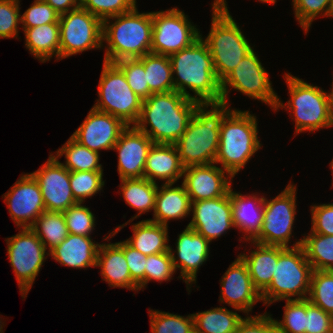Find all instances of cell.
<instances>
[{
    "label": "cell",
    "instance_id": "23",
    "mask_svg": "<svg viewBox=\"0 0 333 333\" xmlns=\"http://www.w3.org/2000/svg\"><path fill=\"white\" fill-rule=\"evenodd\" d=\"M257 194L242 195L230 189L233 224L245 235L246 241H253L261 232L264 216V199Z\"/></svg>",
    "mask_w": 333,
    "mask_h": 333
},
{
    "label": "cell",
    "instance_id": "43",
    "mask_svg": "<svg viewBox=\"0 0 333 333\" xmlns=\"http://www.w3.org/2000/svg\"><path fill=\"white\" fill-rule=\"evenodd\" d=\"M332 0H293L296 20L307 34L316 17L328 16Z\"/></svg>",
    "mask_w": 333,
    "mask_h": 333
},
{
    "label": "cell",
    "instance_id": "37",
    "mask_svg": "<svg viewBox=\"0 0 333 333\" xmlns=\"http://www.w3.org/2000/svg\"><path fill=\"white\" fill-rule=\"evenodd\" d=\"M313 305L333 316V271L313 270L307 297Z\"/></svg>",
    "mask_w": 333,
    "mask_h": 333
},
{
    "label": "cell",
    "instance_id": "16",
    "mask_svg": "<svg viewBox=\"0 0 333 333\" xmlns=\"http://www.w3.org/2000/svg\"><path fill=\"white\" fill-rule=\"evenodd\" d=\"M11 219L18 228H31L46 211L38 182L30 174H23L4 195Z\"/></svg>",
    "mask_w": 333,
    "mask_h": 333
},
{
    "label": "cell",
    "instance_id": "1",
    "mask_svg": "<svg viewBox=\"0 0 333 333\" xmlns=\"http://www.w3.org/2000/svg\"><path fill=\"white\" fill-rule=\"evenodd\" d=\"M174 90L200 103L222 102L221 82L202 34L190 46L169 55ZM176 74V76H175ZM189 88L195 95H191Z\"/></svg>",
    "mask_w": 333,
    "mask_h": 333
},
{
    "label": "cell",
    "instance_id": "29",
    "mask_svg": "<svg viewBox=\"0 0 333 333\" xmlns=\"http://www.w3.org/2000/svg\"><path fill=\"white\" fill-rule=\"evenodd\" d=\"M256 247L248 255L239 254L246 263L254 287L260 294L270 285L278 262V246L252 242Z\"/></svg>",
    "mask_w": 333,
    "mask_h": 333
},
{
    "label": "cell",
    "instance_id": "48",
    "mask_svg": "<svg viewBox=\"0 0 333 333\" xmlns=\"http://www.w3.org/2000/svg\"><path fill=\"white\" fill-rule=\"evenodd\" d=\"M116 244L124 251V256L129 268L131 279L138 285L141 290L145 286V268L146 255L131 247L125 240L116 242Z\"/></svg>",
    "mask_w": 333,
    "mask_h": 333
},
{
    "label": "cell",
    "instance_id": "34",
    "mask_svg": "<svg viewBox=\"0 0 333 333\" xmlns=\"http://www.w3.org/2000/svg\"><path fill=\"white\" fill-rule=\"evenodd\" d=\"M57 153V154H56ZM100 153L90 150L80 145L71 136L63 146L53 155L59 159L65 155V164L62 165L70 172L75 171H103L102 165L99 164Z\"/></svg>",
    "mask_w": 333,
    "mask_h": 333
},
{
    "label": "cell",
    "instance_id": "40",
    "mask_svg": "<svg viewBox=\"0 0 333 333\" xmlns=\"http://www.w3.org/2000/svg\"><path fill=\"white\" fill-rule=\"evenodd\" d=\"M274 321L280 333H305L306 299L286 300L283 319Z\"/></svg>",
    "mask_w": 333,
    "mask_h": 333
},
{
    "label": "cell",
    "instance_id": "56",
    "mask_svg": "<svg viewBox=\"0 0 333 333\" xmlns=\"http://www.w3.org/2000/svg\"><path fill=\"white\" fill-rule=\"evenodd\" d=\"M0 318H1V317H0ZM2 321H3V320H2V318H1V319H0V333H4L2 329H3V327H4L5 324H4V322H2Z\"/></svg>",
    "mask_w": 333,
    "mask_h": 333
},
{
    "label": "cell",
    "instance_id": "30",
    "mask_svg": "<svg viewBox=\"0 0 333 333\" xmlns=\"http://www.w3.org/2000/svg\"><path fill=\"white\" fill-rule=\"evenodd\" d=\"M131 229L133 235L125 241L142 254L149 256L170 251L168 226L147 219L133 224Z\"/></svg>",
    "mask_w": 333,
    "mask_h": 333
},
{
    "label": "cell",
    "instance_id": "35",
    "mask_svg": "<svg viewBox=\"0 0 333 333\" xmlns=\"http://www.w3.org/2000/svg\"><path fill=\"white\" fill-rule=\"evenodd\" d=\"M301 246L313 270L333 271V235L310 232L302 238Z\"/></svg>",
    "mask_w": 333,
    "mask_h": 333
},
{
    "label": "cell",
    "instance_id": "49",
    "mask_svg": "<svg viewBox=\"0 0 333 333\" xmlns=\"http://www.w3.org/2000/svg\"><path fill=\"white\" fill-rule=\"evenodd\" d=\"M305 333H333V316L306 298Z\"/></svg>",
    "mask_w": 333,
    "mask_h": 333
},
{
    "label": "cell",
    "instance_id": "31",
    "mask_svg": "<svg viewBox=\"0 0 333 333\" xmlns=\"http://www.w3.org/2000/svg\"><path fill=\"white\" fill-rule=\"evenodd\" d=\"M25 46L35 58L45 63L54 56L60 60L59 23H48L37 27L23 28Z\"/></svg>",
    "mask_w": 333,
    "mask_h": 333
},
{
    "label": "cell",
    "instance_id": "5",
    "mask_svg": "<svg viewBox=\"0 0 333 333\" xmlns=\"http://www.w3.org/2000/svg\"><path fill=\"white\" fill-rule=\"evenodd\" d=\"M257 120L249 111L232 109L221 123L215 165L221 164L233 177L261 148Z\"/></svg>",
    "mask_w": 333,
    "mask_h": 333
},
{
    "label": "cell",
    "instance_id": "42",
    "mask_svg": "<svg viewBox=\"0 0 333 333\" xmlns=\"http://www.w3.org/2000/svg\"><path fill=\"white\" fill-rule=\"evenodd\" d=\"M63 214L70 234L91 237L95 227V216L87 206L79 202L69 207Z\"/></svg>",
    "mask_w": 333,
    "mask_h": 333
},
{
    "label": "cell",
    "instance_id": "39",
    "mask_svg": "<svg viewBox=\"0 0 333 333\" xmlns=\"http://www.w3.org/2000/svg\"><path fill=\"white\" fill-rule=\"evenodd\" d=\"M103 171L70 172V186L74 199L83 203L103 189Z\"/></svg>",
    "mask_w": 333,
    "mask_h": 333
},
{
    "label": "cell",
    "instance_id": "13",
    "mask_svg": "<svg viewBox=\"0 0 333 333\" xmlns=\"http://www.w3.org/2000/svg\"><path fill=\"white\" fill-rule=\"evenodd\" d=\"M296 189L291 182L272 200L264 199L260 234L252 241L263 245L291 247L290 238L296 216Z\"/></svg>",
    "mask_w": 333,
    "mask_h": 333
},
{
    "label": "cell",
    "instance_id": "33",
    "mask_svg": "<svg viewBox=\"0 0 333 333\" xmlns=\"http://www.w3.org/2000/svg\"><path fill=\"white\" fill-rule=\"evenodd\" d=\"M138 59L144 64L147 83L152 93H165L174 90L169 56L149 53Z\"/></svg>",
    "mask_w": 333,
    "mask_h": 333
},
{
    "label": "cell",
    "instance_id": "53",
    "mask_svg": "<svg viewBox=\"0 0 333 333\" xmlns=\"http://www.w3.org/2000/svg\"><path fill=\"white\" fill-rule=\"evenodd\" d=\"M328 95H329L330 119L333 126V82H332L331 92L328 93Z\"/></svg>",
    "mask_w": 333,
    "mask_h": 333
},
{
    "label": "cell",
    "instance_id": "36",
    "mask_svg": "<svg viewBox=\"0 0 333 333\" xmlns=\"http://www.w3.org/2000/svg\"><path fill=\"white\" fill-rule=\"evenodd\" d=\"M31 229L42 241L48 252L58 246L69 234L65 216L61 212L44 211Z\"/></svg>",
    "mask_w": 333,
    "mask_h": 333
},
{
    "label": "cell",
    "instance_id": "52",
    "mask_svg": "<svg viewBox=\"0 0 333 333\" xmlns=\"http://www.w3.org/2000/svg\"><path fill=\"white\" fill-rule=\"evenodd\" d=\"M44 1L47 2L60 15L80 7V0H44Z\"/></svg>",
    "mask_w": 333,
    "mask_h": 333
},
{
    "label": "cell",
    "instance_id": "3",
    "mask_svg": "<svg viewBox=\"0 0 333 333\" xmlns=\"http://www.w3.org/2000/svg\"><path fill=\"white\" fill-rule=\"evenodd\" d=\"M208 106L211 107L210 110ZM231 110L228 104L223 102L200 103L197 106L186 131L174 143L184 168L215 164L220 126Z\"/></svg>",
    "mask_w": 333,
    "mask_h": 333
},
{
    "label": "cell",
    "instance_id": "51",
    "mask_svg": "<svg viewBox=\"0 0 333 333\" xmlns=\"http://www.w3.org/2000/svg\"><path fill=\"white\" fill-rule=\"evenodd\" d=\"M311 232L322 235H333V203L311 205Z\"/></svg>",
    "mask_w": 333,
    "mask_h": 333
},
{
    "label": "cell",
    "instance_id": "25",
    "mask_svg": "<svg viewBox=\"0 0 333 333\" xmlns=\"http://www.w3.org/2000/svg\"><path fill=\"white\" fill-rule=\"evenodd\" d=\"M91 237L68 234V236L49 255L63 266L83 269L96 267L97 252L100 244Z\"/></svg>",
    "mask_w": 333,
    "mask_h": 333
},
{
    "label": "cell",
    "instance_id": "44",
    "mask_svg": "<svg viewBox=\"0 0 333 333\" xmlns=\"http://www.w3.org/2000/svg\"><path fill=\"white\" fill-rule=\"evenodd\" d=\"M80 7L103 21L131 11L136 7V0H80Z\"/></svg>",
    "mask_w": 333,
    "mask_h": 333
},
{
    "label": "cell",
    "instance_id": "9",
    "mask_svg": "<svg viewBox=\"0 0 333 333\" xmlns=\"http://www.w3.org/2000/svg\"><path fill=\"white\" fill-rule=\"evenodd\" d=\"M99 80V99L92 108L109 113L128 126H134L139 119L143 100L129 87L123 71L115 63L103 61Z\"/></svg>",
    "mask_w": 333,
    "mask_h": 333
},
{
    "label": "cell",
    "instance_id": "18",
    "mask_svg": "<svg viewBox=\"0 0 333 333\" xmlns=\"http://www.w3.org/2000/svg\"><path fill=\"white\" fill-rule=\"evenodd\" d=\"M127 127L121 119L91 108L71 137L80 145L99 153V150L113 149Z\"/></svg>",
    "mask_w": 333,
    "mask_h": 333
},
{
    "label": "cell",
    "instance_id": "8",
    "mask_svg": "<svg viewBox=\"0 0 333 333\" xmlns=\"http://www.w3.org/2000/svg\"><path fill=\"white\" fill-rule=\"evenodd\" d=\"M290 99L283 104L279 99L274 111L279 108L291 110L295 121V135L304 131H318L332 127L330 119L329 95L318 86L309 84L290 73L284 75Z\"/></svg>",
    "mask_w": 333,
    "mask_h": 333
},
{
    "label": "cell",
    "instance_id": "20",
    "mask_svg": "<svg viewBox=\"0 0 333 333\" xmlns=\"http://www.w3.org/2000/svg\"><path fill=\"white\" fill-rule=\"evenodd\" d=\"M182 177V184L190 197L191 203L228 194L233 179L229 172L215 166L214 163L186 167Z\"/></svg>",
    "mask_w": 333,
    "mask_h": 333
},
{
    "label": "cell",
    "instance_id": "38",
    "mask_svg": "<svg viewBox=\"0 0 333 333\" xmlns=\"http://www.w3.org/2000/svg\"><path fill=\"white\" fill-rule=\"evenodd\" d=\"M149 317L151 333H195L192 314L184 317L150 309Z\"/></svg>",
    "mask_w": 333,
    "mask_h": 333
},
{
    "label": "cell",
    "instance_id": "41",
    "mask_svg": "<svg viewBox=\"0 0 333 333\" xmlns=\"http://www.w3.org/2000/svg\"><path fill=\"white\" fill-rule=\"evenodd\" d=\"M125 74L129 87L142 100L151 94L144 70V64L138 59H122L115 63Z\"/></svg>",
    "mask_w": 333,
    "mask_h": 333
},
{
    "label": "cell",
    "instance_id": "57",
    "mask_svg": "<svg viewBox=\"0 0 333 333\" xmlns=\"http://www.w3.org/2000/svg\"><path fill=\"white\" fill-rule=\"evenodd\" d=\"M330 168H331V170H332V174H333V160H332L331 163H330Z\"/></svg>",
    "mask_w": 333,
    "mask_h": 333
},
{
    "label": "cell",
    "instance_id": "17",
    "mask_svg": "<svg viewBox=\"0 0 333 333\" xmlns=\"http://www.w3.org/2000/svg\"><path fill=\"white\" fill-rule=\"evenodd\" d=\"M192 220L187 225L203 235L209 242L219 238L233 224L230 191L214 199L200 200L191 203Z\"/></svg>",
    "mask_w": 333,
    "mask_h": 333
},
{
    "label": "cell",
    "instance_id": "46",
    "mask_svg": "<svg viewBox=\"0 0 333 333\" xmlns=\"http://www.w3.org/2000/svg\"><path fill=\"white\" fill-rule=\"evenodd\" d=\"M20 18L22 28H31L48 23H59L60 14L44 0H34Z\"/></svg>",
    "mask_w": 333,
    "mask_h": 333
},
{
    "label": "cell",
    "instance_id": "14",
    "mask_svg": "<svg viewBox=\"0 0 333 333\" xmlns=\"http://www.w3.org/2000/svg\"><path fill=\"white\" fill-rule=\"evenodd\" d=\"M151 53L171 55L190 46L200 37L188 15L177 8L152 12Z\"/></svg>",
    "mask_w": 333,
    "mask_h": 333
},
{
    "label": "cell",
    "instance_id": "27",
    "mask_svg": "<svg viewBox=\"0 0 333 333\" xmlns=\"http://www.w3.org/2000/svg\"><path fill=\"white\" fill-rule=\"evenodd\" d=\"M173 185L163 183L158 186L153 219L149 220L168 226V220L183 219L191 213V200L184 185Z\"/></svg>",
    "mask_w": 333,
    "mask_h": 333
},
{
    "label": "cell",
    "instance_id": "32",
    "mask_svg": "<svg viewBox=\"0 0 333 333\" xmlns=\"http://www.w3.org/2000/svg\"><path fill=\"white\" fill-rule=\"evenodd\" d=\"M195 333H235L244 319L226 307H216L192 314Z\"/></svg>",
    "mask_w": 333,
    "mask_h": 333
},
{
    "label": "cell",
    "instance_id": "45",
    "mask_svg": "<svg viewBox=\"0 0 333 333\" xmlns=\"http://www.w3.org/2000/svg\"><path fill=\"white\" fill-rule=\"evenodd\" d=\"M176 272L170 251L146 257L145 285L149 281H170Z\"/></svg>",
    "mask_w": 333,
    "mask_h": 333
},
{
    "label": "cell",
    "instance_id": "24",
    "mask_svg": "<svg viewBox=\"0 0 333 333\" xmlns=\"http://www.w3.org/2000/svg\"><path fill=\"white\" fill-rule=\"evenodd\" d=\"M183 171L184 167L174 144H152L146 158L144 178L154 183L159 179L166 180V184H175L183 176Z\"/></svg>",
    "mask_w": 333,
    "mask_h": 333
},
{
    "label": "cell",
    "instance_id": "19",
    "mask_svg": "<svg viewBox=\"0 0 333 333\" xmlns=\"http://www.w3.org/2000/svg\"><path fill=\"white\" fill-rule=\"evenodd\" d=\"M221 294L219 301L242 311L247 316L253 306L262 301L260 292L254 287L246 263L238 255L229 265L220 280Z\"/></svg>",
    "mask_w": 333,
    "mask_h": 333
},
{
    "label": "cell",
    "instance_id": "54",
    "mask_svg": "<svg viewBox=\"0 0 333 333\" xmlns=\"http://www.w3.org/2000/svg\"><path fill=\"white\" fill-rule=\"evenodd\" d=\"M261 1L262 3H269V4H275L276 3V0H259ZM293 2V0H292Z\"/></svg>",
    "mask_w": 333,
    "mask_h": 333
},
{
    "label": "cell",
    "instance_id": "47",
    "mask_svg": "<svg viewBox=\"0 0 333 333\" xmlns=\"http://www.w3.org/2000/svg\"><path fill=\"white\" fill-rule=\"evenodd\" d=\"M20 0H0V38H17L19 31Z\"/></svg>",
    "mask_w": 333,
    "mask_h": 333
},
{
    "label": "cell",
    "instance_id": "22",
    "mask_svg": "<svg viewBox=\"0 0 333 333\" xmlns=\"http://www.w3.org/2000/svg\"><path fill=\"white\" fill-rule=\"evenodd\" d=\"M153 141L135 126H128L112 150L118 152V174L121 179L144 178L146 158Z\"/></svg>",
    "mask_w": 333,
    "mask_h": 333
},
{
    "label": "cell",
    "instance_id": "28",
    "mask_svg": "<svg viewBox=\"0 0 333 333\" xmlns=\"http://www.w3.org/2000/svg\"><path fill=\"white\" fill-rule=\"evenodd\" d=\"M158 184L154 183L147 178H131L121 179L120 190L123 198L130 207L138 210L139 212L133 216L128 222L117 226L114 231L106 236L105 240H109L116 235L125 225L132 222L134 219L141 216L145 212L155 209L156 195Z\"/></svg>",
    "mask_w": 333,
    "mask_h": 333
},
{
    "label": "cell",
    "instance_id": "55",
    "mask_svg": "<svg viewBox=\"0 0 333 333\" xmlns=\"http://www.w3.org/2000/svg\"><path fill=\"white\" fill-rule=\"evenodd\" d=\"M332 16H333V0L331 1V7L329 10V17H332Z\"/></svg>",
    "mask_w": 333,
    "mask_h": 333
},
{
    "label": "cell",
    "instance_id": "2",
    "mask_svg": "<svg viewBox=\"0 0 333 333\" xmlns=\"http://www.w3.org/2000/svg\"><path fill=\"white\" fill-rule=\"evenodd\" d=\"M199 104L175 90L153 93L143 100L139 119L134 126L153 143L174 144L186 131Z\"/></svg>",
    "mask_w": 333,
    "mask_h": 333
},
{
    "label": "cell",
    "instance_id": "6",
    "mask_svg": "<svg viewBox=\"0 0 333 333\" xmlns=\"http://www.w3.org/2000/svg\"><path fill=\"white\" fill-rule=\"evenodd\" d=\"M207 44L221 82L253 48L230 15L226 0H214Z\"/></svg>",
    "mask_w": 333,
    "mask_h": 333
},
{
    "label": "cell",
    "instance_id": "11",
    "mask_svg": "<svg viewBox=\"0 0 333 333\" xmlns=\"http://www.w3.org/2000/svg\"><path fill=\"white\" fill-rule=\"evenodd\" d=\"M21 230L18 234L5 239V242L18 288L22 298H25L49 252H46L44 244L31 228H21Z\"/></svg>",
    "mask_w": 333,
    "mask_h": 333
},
{
    "label": "cell",
    "instance_id": "4",
    "mask_svg": "<svg viewBox=\"0 0 333 333\" xmlns=\"http://www.w3.org/2000/svg\"><path fill=\"white\" fill-rule=\"evenodd\" d=\"M152 28V12L139 13L137 6L103 20L102 41L107 43L103 61L116 63L151 53Z\"/></svg>",
    "mask_w": 333,
    "mask_h": 333
},
{
    "label": "cell",
    "instance_id": "7",
    "mask_svg": "<svg viewBox=\"0 0 333 333\" xmlns=\"http://www.w3.org/2000/svg\"><path fill=\"white\" fill-rule=\"evenodd\" d=\"M301 243L302 239H299L292 247L278 246V262L273 279L261 293L264 305L270 306L276 301L308 297L313 269Z\"/></svg>",
    "mask_w": 333,
    "mask_h": 333
},
{
    "label": "cell",
    "instance_id": "21",
    "mask_svg": "<svg viewBox=\"0 0 333 333\" xmlns=\"http://www.w3.org/2000/svg\"><path fill=\"white\" fill-rule=\"evenodd\" d=\"M209 244L210 242L203 235L186 226L177 238L176 250L173 251L170 247L174 268L175 270L179 268L181 271L179 278L185 281L189 292L190 284L196 283L200 266L209 258ZM174 252H176L177 257Z\"/></svg>",
    "mask_w": 333,
    "mask_h": 333
},
{
    "label": "cell",
    "instance_id": "15",
    "mask_svg": "<svg viewBox=\"0 0 333 333\" xmlns=\"http://www.w3.org/2000/svg\"><path fill=\"white\" fill-rule=\"evenodd\" d=\"M30 174L38 182L46 211L63 213L78 203L71 191L70 171L52 153L47 162Z\"/></svg>",
    "mask_w": 333,
    "mask_h": 333
},
{
    "label": "cell",
    "instance_id": "12",
    "mask_svg": "<svg viewBox=\"0 0 333 333\" xmlns=\"http://www.w3.org/2000/svg\"><path fill=\"white\" fill-rule=\"evenodd\" d=\"M60 60L102 48L103 21L81 7L60 15Z\"/></svg>",
    "mask_w": 333,
    "mask_h": 333
},
{
    "label": "cell",
    "instance_id": "26",
    "mask_svg": "<svg viewBox=\"0 0 333 333\" xmlns=\"http://www.w3.org/2000/svg\"><path fill=\"white\" fill-rule=\"evenodd\" d=\"M96 267L101 268L103 280L110 287H122L138 291V285L131 279L124 251L116 243H102L97 252Z\"/></svg>",
    "mask_w": 333,
    "mask_h": 333
},
{
    "label": "cell",
    "instance_id": "10",
    "mask_svg": "<svg viewBox=\"0 0 333 333\" xmlns=\"http://www.w3.org/2000/svg\"><path fill=\"white\" fill-rule=\"evenodd\" d=\"M268 73L252 49L239 64L221 81L222 102L228 104L230 89L238 90L249 98L271 106L274 110L278 95L273 90Z\"/></svg>",
    "mask_w": 333,
    "mask_h": 333
},
{
    "label": "cell",
    "instance_id": "50",
    "mask_svg": "<svg viewBox=\"0 0 333 333\" xmlns=\"http://www.w3.org/2000/svg\"><path fill=\"white\" fill-rule=\"evenodd\" d=\"M235 333H280L270 314L246 316L239 323Z\"/></svg>",
    "mask_w": 333,
    "mask_h": 333
}]
</instances>
